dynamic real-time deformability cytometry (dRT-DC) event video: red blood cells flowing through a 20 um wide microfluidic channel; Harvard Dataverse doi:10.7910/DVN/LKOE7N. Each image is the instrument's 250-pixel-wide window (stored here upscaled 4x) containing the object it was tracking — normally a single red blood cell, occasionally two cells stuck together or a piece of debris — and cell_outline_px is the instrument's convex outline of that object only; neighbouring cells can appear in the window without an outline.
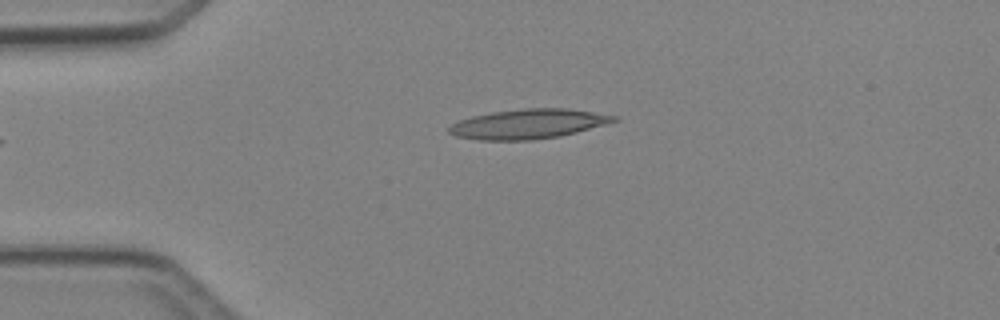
{"species": "Egyptian fruit bat (a non-hibernating species)", "species_latin": "Rousettus aegyptiacus", "temperature_condition": "cold", "stored_images_in_passage": 4, "camera_frame_rate_fps": 3000, "um_per_image_px": 0.085, "animal": {"sex": "female"}, "frame": {"image": 1, "passage_image": 3, "time_ms": 3.333, "image_size_px": [1000, 320], "cell_outline_px": [[620, 120], [576, 132], [560, 136], [532, 140], [480, 140], [456, 136], [448, 132], [448, 128], [452, 124], [460, 120], [472, 116], [492, 112], [524, 108], [568, 108], [616, 116]], "centroid_in_image_um": [44.89, 10.53], "position_along_channel_um": 40.1, "area_um2": 28.32}}